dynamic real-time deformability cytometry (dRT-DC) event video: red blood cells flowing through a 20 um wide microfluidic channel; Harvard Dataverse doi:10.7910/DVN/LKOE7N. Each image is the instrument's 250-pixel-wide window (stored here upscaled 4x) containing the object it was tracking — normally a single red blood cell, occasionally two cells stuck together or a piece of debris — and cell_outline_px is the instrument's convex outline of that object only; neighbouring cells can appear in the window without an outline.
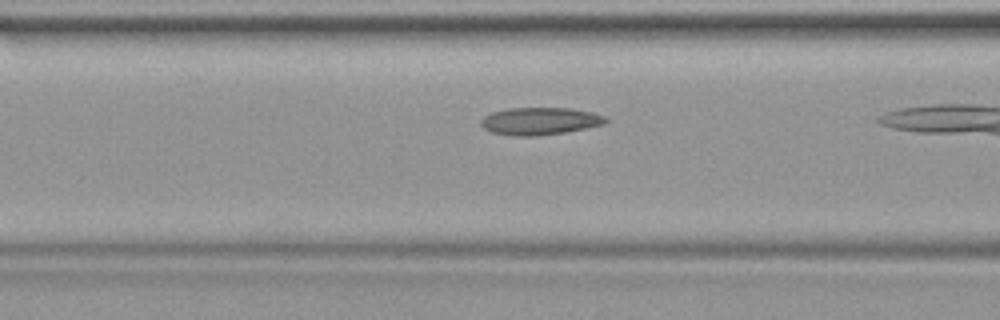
{"species": "common noctule bat (a hibernating species)", "species_latin": "Nyctalus noctula", "temperature_condition": "warm", "stored_images_in_passage": 14, "camera_frame_rate_fps": 3000, "um_per_image_px": 0.085, "animal": {"sex": "female", "body_mass_g": 19.9}, "frame": {"image": 1, "passage_image": 12, "time_ms": 3.667, "image_size_px": [1000, 320], "cell_outline_px": [[608, 120], [604, 124], [588, 128], [564, 132], [536, 136], [512, 136], [492, 132], [484, 128], [480, 124], [480, 120], [484, 116], [492, 112], [508, 108], [572, 108], [592, 112], [604, 116]], "centroid_in_image_um": [45.88, 10.29], "position_along_channel_um": 120.7, "area_um2": 20.0}}